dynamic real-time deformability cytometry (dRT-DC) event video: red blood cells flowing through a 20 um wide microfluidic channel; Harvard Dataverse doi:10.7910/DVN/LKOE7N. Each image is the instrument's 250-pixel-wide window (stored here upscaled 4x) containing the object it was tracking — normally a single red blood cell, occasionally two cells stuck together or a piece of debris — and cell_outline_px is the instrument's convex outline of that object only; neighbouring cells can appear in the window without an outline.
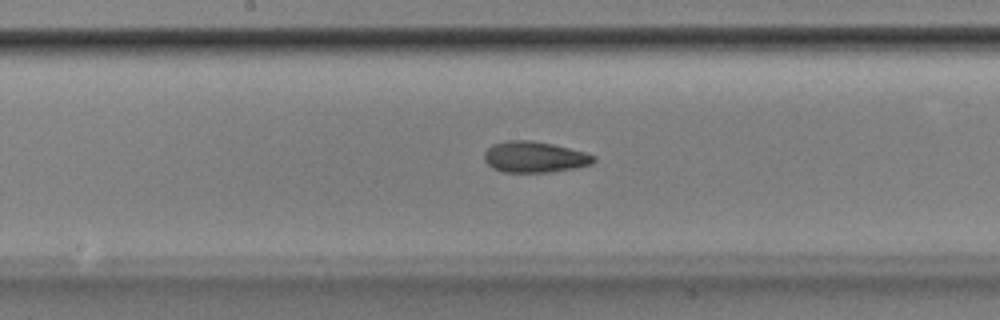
{"species": "Egyptian fruit bat (a non-hibernating species)", "species_latin": "Rousettus aegyptiacus", "temperature_condition": "room temperature", "stored_images_in_passage": 40, "camera_frame_rate_fps": 3000, "um_per_image_px": 0.085, "animal": {"sex": "male"}, "frame": {"image": 1, "passage_image": 15, "time_ms": 4.667, "image_size_px": [1000, 320], "cell_outline_px": [[596, 160], [592, 164], [576, 168], [548, 172], [504, 172], [492, 168], [484, 160], [484, 152], [492, 144], [508, 140], [532, 140], [552, 144], [584, 152], [596, 156]], "centroid_in_image_um": [45.43, 13.34], "position_along_channel_um": 202.8, "area_um2": 19.83}}
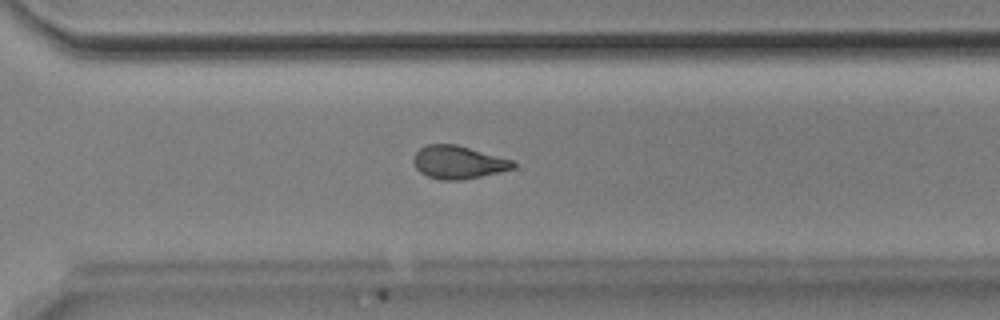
{"frame": {"image": 2, "passage_image": 25, "time_ms": 8.0, "image_size_px": [1000, 320], "cell_outline_px": [[516, 168], [500, 172], [464, 180], [440, 180], [428, 176], [420, 172], [416, 168], [412, 160], [412, 156], [420, 148], [428, 144], [456, 144], [512, 160], [516, 164]], "centroid_in_image_um": [38.94, 13.8], "position_along_channel_um": 331.7, "area_um2": 19.25}}
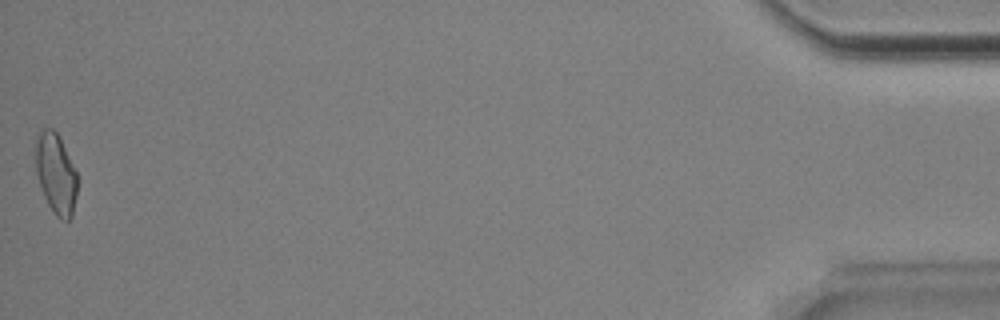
{"frame": {"image": 3, "passage_image": 40, "time_ms": 13.0, "image_size_px": [1000, 320], "cell_outline_px": [[76, 196], [72, 216], [68, 220], [60, 220], [56, 216], [48, 204], [44, 196], [36, 172], [36, 140], [40, 132], [44, 128], [52, 128], [60, 136], [76, 172]], "centroid_in_image_um": [4.75, 14.76], "position_along_channel_um": 430.5, "area_um2": 19.31}, "authors_computed_cell_mechanics": {"area_um2": 19.4786, "velocity_mm_per_s": 3.8834, "shape_relaxation_time_tau1_ms": 6.4146, "shape_relaxation_time_tau2_ms": 2.5382, "deformation_change_tau1": 0.1655, "deformation_change_tau2": 0.0843}}